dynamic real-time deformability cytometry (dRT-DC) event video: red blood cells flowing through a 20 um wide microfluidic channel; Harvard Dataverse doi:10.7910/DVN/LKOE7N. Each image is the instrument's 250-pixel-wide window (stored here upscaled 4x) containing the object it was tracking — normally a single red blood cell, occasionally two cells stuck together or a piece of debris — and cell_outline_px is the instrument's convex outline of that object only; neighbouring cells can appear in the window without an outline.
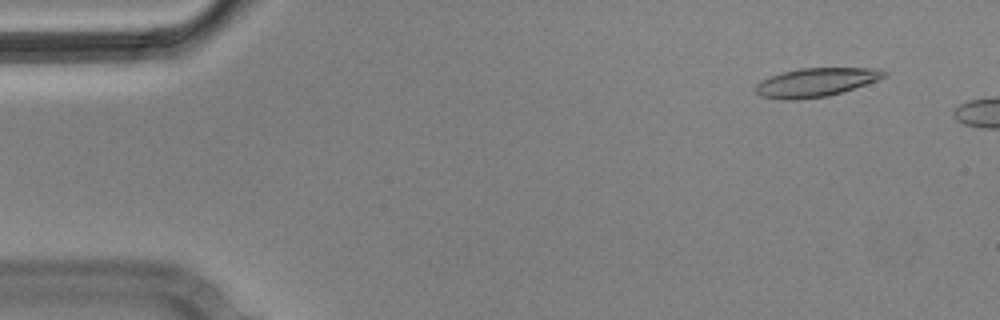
{"species": "Egyptian fruit bat (a non-hibernating species)", "species_latin": "Rousettus aegyptiacus", "temperature_condition": "cold", "stored_images_in_passage": 6, "camera_frame_rate_fps": 3000, "um_per_image_px": 0.085, "animal": {"sex": "male"}, "frame": {"image": 1, "passage_image": 2, "time_ms": 0.333, "image_size_px": [1000, 320], "cell_outline_px": [[888, 76], [828, 96], [796, 100], [784, 100], [760, 96], [756, 92], [756, 84], [772, 76], [784, 72], [800, 68], [876, 68], [888, 72]], "centroid_in_image_um": [69.36, 7.0], "position_along_channel_um": 15.6, "area_um2": 21.15}}